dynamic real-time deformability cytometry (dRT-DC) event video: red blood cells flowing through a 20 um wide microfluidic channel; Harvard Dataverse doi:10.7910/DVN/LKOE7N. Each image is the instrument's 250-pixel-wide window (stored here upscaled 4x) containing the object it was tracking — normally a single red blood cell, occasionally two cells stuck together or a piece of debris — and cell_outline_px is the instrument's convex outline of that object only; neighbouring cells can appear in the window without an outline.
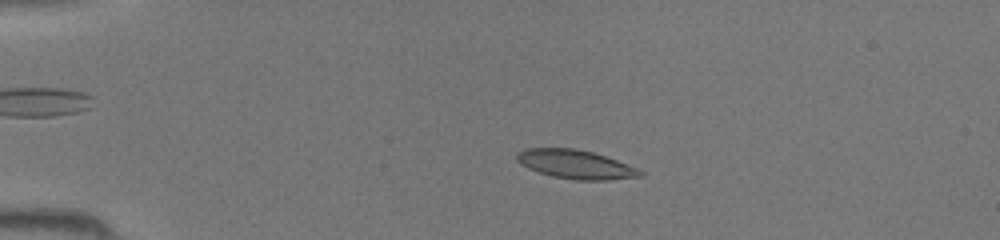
{"species": "common noctule bat (a hibernating species)", "species_latin": "Nyctalus noctula", "temperature_condition": "room temperature", "stored_images_in_passage": 44, "camera_frame_rate_fps": 3000, "um_per_image_px": 0.085, "animal": {"sex": "female", "body_mass_g": 19.5, "forearm_length_mm": 54.1}, "frame": {"image": 1, "passage_image": 9, "time_ms": 2.667, "image_size_px": [1000, 240], "cell_outline_px": [[644, 176], [608, 180], [576, 180], [552, 176], [528, 168], [520, 164], [516, 160], [516, 152], [524, 148], [576, 148], [592, 152], [616, 160], [636, 168], [644, 172]], "centroid_in_image_um": [48.89, 13.96], "position_along_channel_um": 36.1, "area_um2": 20.69}}
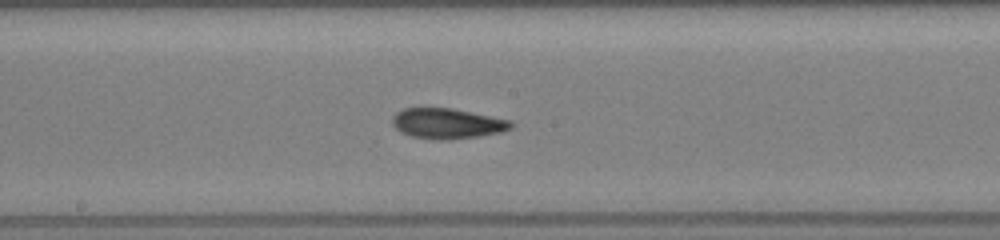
{"frame": {"image": 2, "passage_image": 24, "time_ms": 7.667, "image_size_px": [1000, 240], "cell_outline_px": [[516, 124], [512, 128], [500, 132], [476, 136], [448, 140], [436, 140], [412, 136], [400, 132], [392, 124], [392, 116], [396, 112], [404, 108], [424, 104], [452, 108], [512, 120]], "centroid_in_image_um": [37.97, 10.45], "position_along_channel_um": 210.2, "area_um2": 21.79}}
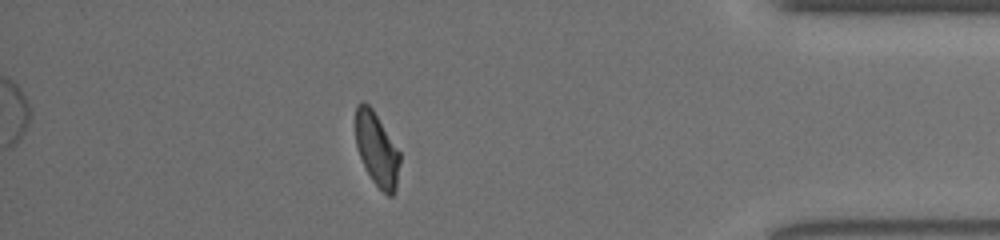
{"frame": {"image": 3, "passage_image": 39, "time_ms": 12.667, "image_size_px": [1000, 240], "cell_outline_px": [[400, 160], [396, 188], [392, 196], [388, 196], [372, 180], [360, 156], [356, 144], [356, 104], [360, 100], [364, 100], [372, 108], [400, 152]], "centroid_in_image_um": [32.03, 12.65], "position_along_channel_um": 403.2, "area_um2": 18.73}}